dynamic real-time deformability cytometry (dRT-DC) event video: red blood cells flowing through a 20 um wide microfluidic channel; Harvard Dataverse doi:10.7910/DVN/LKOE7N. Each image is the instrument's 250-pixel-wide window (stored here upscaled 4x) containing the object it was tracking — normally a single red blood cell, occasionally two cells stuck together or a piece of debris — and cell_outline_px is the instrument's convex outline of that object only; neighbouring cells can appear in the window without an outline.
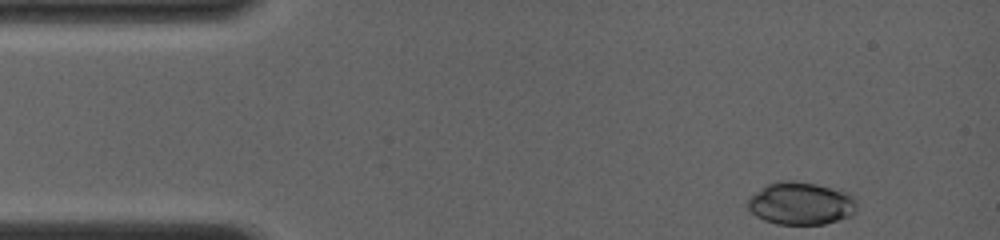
{"species": "common noctule bat (a hibernating species)", "species_latin": "Nyctalus noctula", "temperature_condition": "room temperature", "stored_images_in_passage": 14, "camera_frame_rate_fps": 4000, "um_per_image_px": 0.085, "animal": {"sex": "female", "body_mass_g": 19.0, "forearm_length_mm": 56.7}, "frame": {"image": 1, "passage_image": 1, "time_ms": 0.0, "image_size_px": [1000, 240], "cell_outline_px": [[856, 212], [852, 216], [824, 224], [776, 224], [764, 220], [756, 216], [748, 208], [748, 200], [756, 192], [768, 184], [776, 180], [792, 180], [840, 188], [856, 196]], "centroid_in_image_um": [68.14, 17.28], "position_along_channel_um": 16.9, "area_um2": 27.51}}
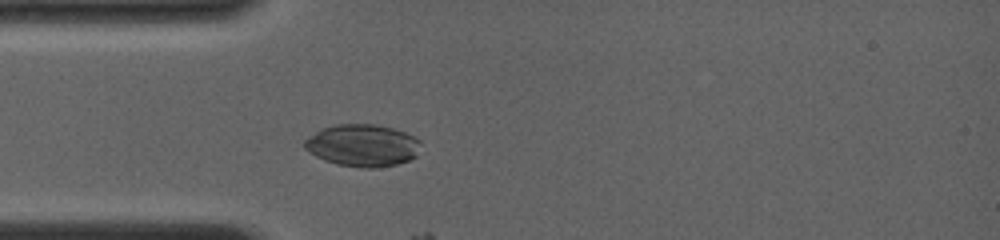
{"frame": {"image": 2, "passage_image": 12, "time_ms": 2.75, "image_size_px": [1000, 240], "cell_outline_px": [[420, 144], [416, 156], [408, 160], [396, 164], [376, 168], [364, 168], [336, 164], [324, 160], [308, 152], [304, 148], [304, 140], [308, 136], [320, 128], [336, 124], [376, 124], [392, 128], [404, 132], [420, 140]], "centroid_in_image_um": [30.77, 12.35], "position_along_channel_um": 54.2, "area_um2": 28.67}}